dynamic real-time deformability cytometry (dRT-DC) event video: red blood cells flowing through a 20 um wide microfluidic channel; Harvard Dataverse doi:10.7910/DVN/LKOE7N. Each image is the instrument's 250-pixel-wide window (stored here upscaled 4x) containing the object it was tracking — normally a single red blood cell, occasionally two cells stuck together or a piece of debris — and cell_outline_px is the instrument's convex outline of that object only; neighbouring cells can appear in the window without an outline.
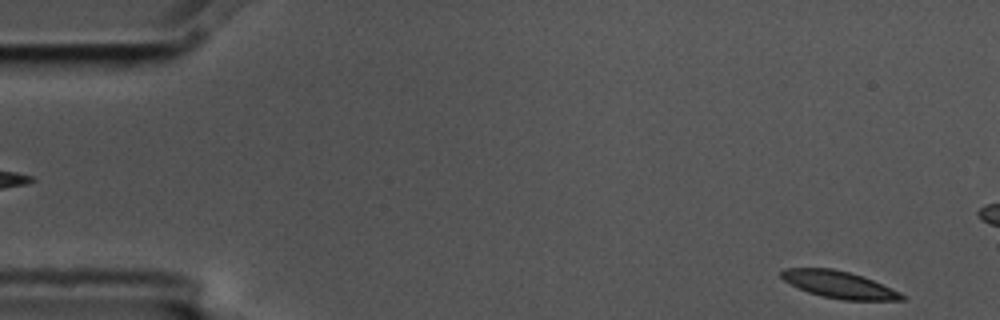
{"species": "common noctule bat (a hibernating species)", "species_latin": "Nyctalus noctula", "temperature_condition": "cold", "stored_images_in_passage": 5, "segment_of_instrument_passage": [2, 2], "camera_frame_rate_fps": 3000, "um_per_image_px": 0.085, "animal": {"sex": "male", "body_mass_g": 17.5, "forearm_length_mm": 52.3}, "frame": {"image": 1, "passage_image": 5, "time_ms": 1.333, "image_size_px": [1000, 320], "cell_outline_px": [[908, 296], [904, 300], [840, 300], [808, 292], [784, 280], [780, 276], [780, 272], [784, 268], [832, 268], [864, 276], [900, 292]], "centroid_in_image_um": [71.35, 24.19], "position_along_channel_um": 13.6, "area_um2": 18.9}}